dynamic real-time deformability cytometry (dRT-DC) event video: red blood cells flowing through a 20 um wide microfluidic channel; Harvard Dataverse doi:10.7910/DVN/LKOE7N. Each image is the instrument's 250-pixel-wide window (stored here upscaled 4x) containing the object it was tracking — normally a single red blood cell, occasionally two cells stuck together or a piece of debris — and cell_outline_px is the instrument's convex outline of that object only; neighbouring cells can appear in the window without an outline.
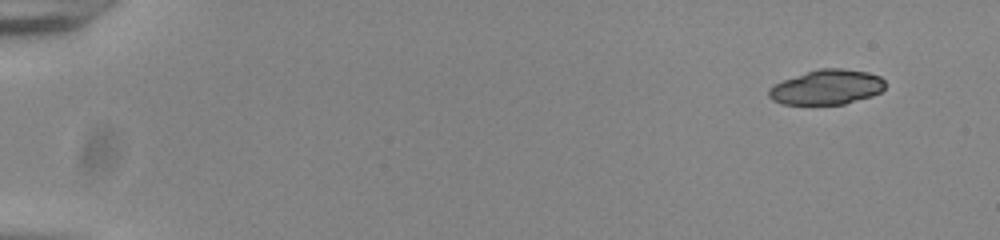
{"species": "common noctule bat (a hibernating species)", "species_latin": "Nyctalus noctula", "temperature_condition": "room temperature", "stored_images_in_passage": 51, "camera_frame_rate_fps": 3000, "um_per_image_px": 0.085, "animal": {"sex": "male", "body_mass_g": 20.0, "forearm_length_mm": 53.3}, "frame": {"image": 1, "passage_image": 1, "time_ms": 0.0, "image_size_px": [1000, 240], "cell_outline_px": [[884, 88], [880, 92], [872, 96], [844, 104], [784, 104], [772, 100], [768, 96], [768, 88], [784, 80], [820, 68], [840, 68], [868, 72], [880, 76], [884, 80]], "centroid_in_image_um": [70.29, 7.41], "position_along_channel_um": 14.7, "area_um2": 23.41}}
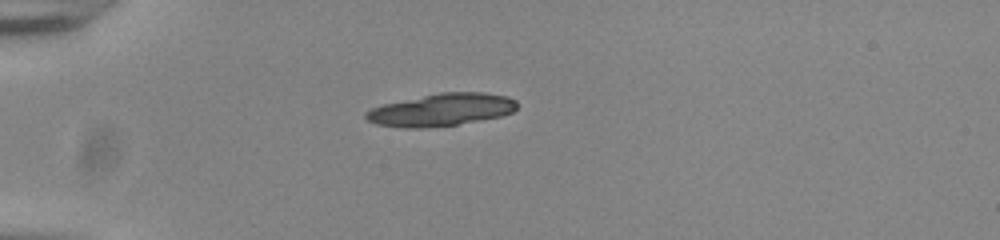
{"frame": {"image": 2, "passage_image": 13, "time_ms": 4.0, "image_size_px": [1000, 240], "cell_outline_px": [[516, 108], [512, 112], [500, 116], [456, 124], [420, 128], [404, 128], [376, 124], [368, 120], [364, 116], [364, 112], [372, 108], [384, 104], [440, 92], [484, 92], [508, 96], [516, 100]], "centroid_in_image_um": [37.51, 9.32], "position_along_channel_um": 47.5, "area_um2": 28.32}}